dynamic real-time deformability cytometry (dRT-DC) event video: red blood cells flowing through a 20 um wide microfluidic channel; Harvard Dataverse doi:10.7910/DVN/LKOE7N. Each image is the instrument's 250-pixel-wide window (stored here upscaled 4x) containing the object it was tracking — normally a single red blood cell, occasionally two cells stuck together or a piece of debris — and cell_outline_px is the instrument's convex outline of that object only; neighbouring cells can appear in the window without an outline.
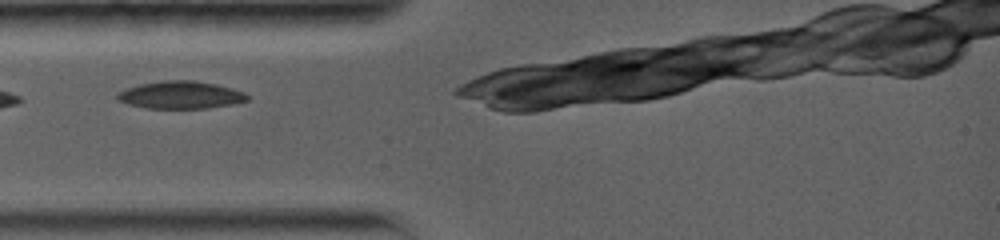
{"species": "common noctule bat (a hibernating species)", "species_latin": "Nyctalus noctula", "temperature_condition": "warm", "stored_images_in_passage": 10, "camera_frame_rate_fps": 5000, "um_per_image_px": 0.085, "animal": {"sex": "female", "body_mass_g": 19.0, "forearm_length_mm": 56.7}, "frame": {"image": 1, "passage_image": 1, "time_ms": 0.0, "image_size_px": [1000, 240], "cell_outline_px": [[248, 100], [232, 104], [208, 108], [144, 108], [128, 104], [116, 100], [116, 96], [120, 92], [128, 88], [140, 84], [160, 80], [196, 80], [216, 84], [232, 88], [244, 92], [248, 96]], "centroid_in_image_um": [15.35, 8.07], "position_along_channel_um": 69.7, "area_um2": 20.87}}
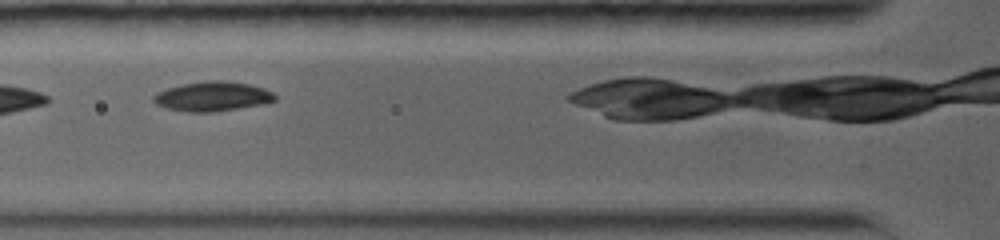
{"frame": {"image": 2, "passage_image": 2, "time_ms": 1.0, "image_size_px": [1000, 240], "cell_outline_px": [[276, 100], [264, 104], [212, 112], [188, 112], [164, 108], [156, 104], [152, 100], [152, 96], [156, 92], [180, 84], [212, 80], [220, 80], [248, 84], [264, 88], [272, 92], [276, 96]], "centroid_in_image_um": [18.02, 8.2], "position_along_channel_um": 107.8, "area_um2": 20.98}}